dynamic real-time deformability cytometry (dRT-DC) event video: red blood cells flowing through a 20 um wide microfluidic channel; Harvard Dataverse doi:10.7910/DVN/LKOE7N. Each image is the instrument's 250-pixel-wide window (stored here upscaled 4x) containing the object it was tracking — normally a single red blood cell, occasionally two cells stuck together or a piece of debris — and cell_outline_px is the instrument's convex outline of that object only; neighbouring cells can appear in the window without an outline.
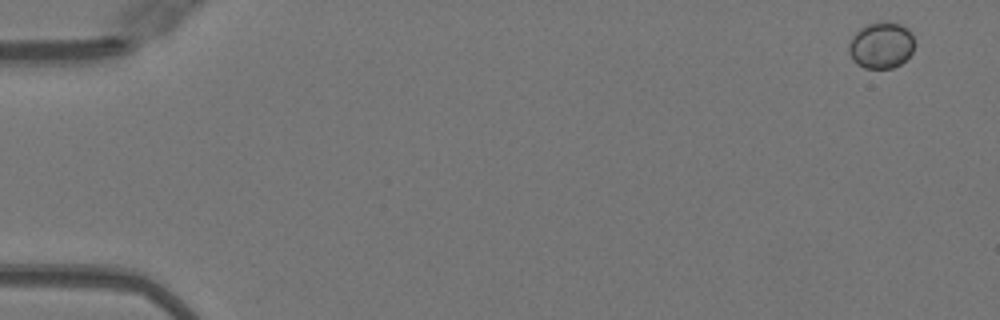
{"species": "Egyptian fruit bat (a non-hibernating species)", "species_latin": "Rousettus aegyptiacus", "temperature_condition": "warm", "stored_images_in_passage": 13, "camera_frame_rate_fps": 3000, "um_per_image_px": 0.085, "animal": {"sex": "female"}, "frame": {"image": 1, "passage_image": 1, "time_ms": 0.0, "image_size_px": [1000, 320], "cell_outline_px": [[912, 52], [900, 64], [892, 68], [864, 68], [856, 64], [852, 60], [848, 52], [848, 44], [852, 36], [860, 28], [868, 24], [884, 20], [888, 20], [900, 24], [908, 28], [912, 36]], "centroid_in_image_um": [74.86, 3.83], "position_along_channel_um": 10.1, "area_um2": 17.86}}